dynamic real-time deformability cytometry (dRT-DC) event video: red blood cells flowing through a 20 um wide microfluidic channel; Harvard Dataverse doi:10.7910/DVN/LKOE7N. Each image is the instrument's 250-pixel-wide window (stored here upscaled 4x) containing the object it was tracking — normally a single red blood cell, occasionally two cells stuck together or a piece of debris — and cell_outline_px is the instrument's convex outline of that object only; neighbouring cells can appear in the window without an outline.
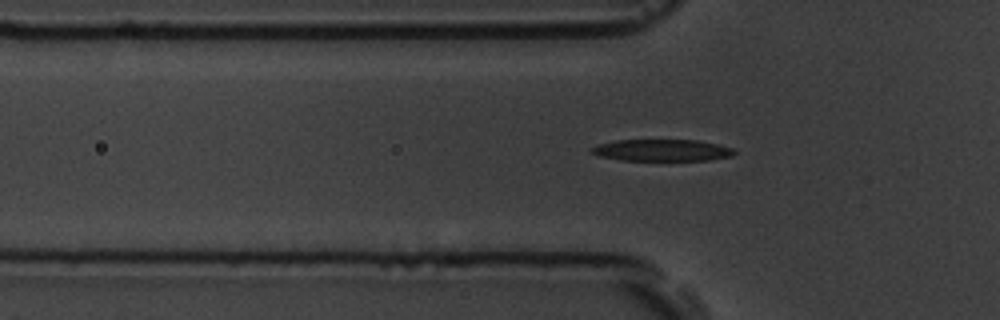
{"species": "common noctule bat (a hibernating species)", "species_latin": "Nyctalus noctula", "temperature_condition": "room temperature", "stored_images_in_passage": 43, "camera_frame_rate_fps": 3000, "um_per_image_px": 0.085, "animal": {"sex": "male", "body_mass_g": 19.5, "forearm_length_mm": 54.6}, "frame": {"image": 1, "passage_image": 11, "time_ms": 3.333, "image_size_px": [1000, 320], "cell_outline_px": [[736, 152], [732, 156], [708, 160], [620, 160], [600, 156], [588, 152], [588, 148], [600, 144], [616, 140], [696, 140], [716, 144], [732, 148]], "centroid_in_image_um": [56.22, 12.77], "position_along_channel_um": 69.6, "area_um2": 18.03}}
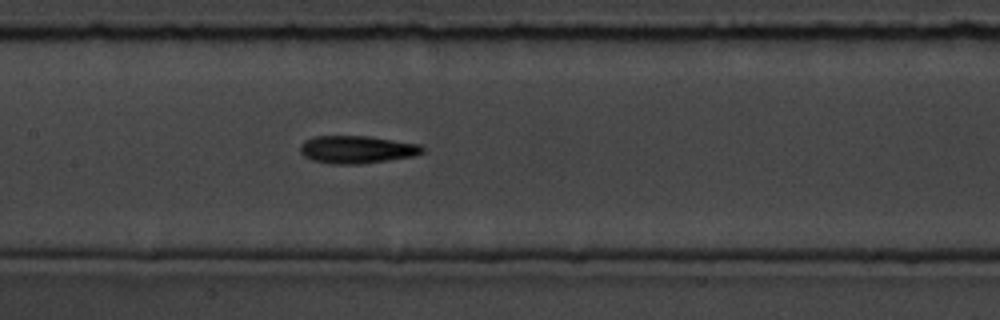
{"frame": {"image": 2, "passage_image": 20, "time_ms": 6.333, "image_size_px": [1000, 320], "cell_outline_px": [[424, 152], [416, 156], [360, 164], [332, 164], [312, 160], [304, 156], [300, 152], [300, 144], [304, 140], [316, 136], [368, 136], [420, 144], [424, 148]], "centroid_in_image_um": [30.34, 12.71], "position_along_channel_um": 177.1, "area_um2": 19.83}}
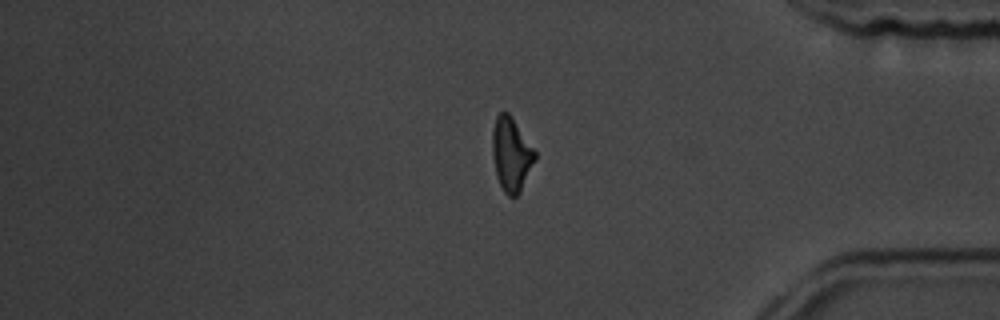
{"frame": {"image": 3, "passage_image": 40, "time_ms": 13.0, "image_size_px": [1000, 320], "cell_outline_px": [[536, 160], [520, 192], [516, 196], [508, 196], [504, 192], [496, 176], [492, 156], [492, 128], [496, 116], [500, 112], [508, 112], [536, 152]], "centroid_in_image_um": [43.44, 13.13], "position_along_channel_um": 391.8, "area_um2": 18.32}}